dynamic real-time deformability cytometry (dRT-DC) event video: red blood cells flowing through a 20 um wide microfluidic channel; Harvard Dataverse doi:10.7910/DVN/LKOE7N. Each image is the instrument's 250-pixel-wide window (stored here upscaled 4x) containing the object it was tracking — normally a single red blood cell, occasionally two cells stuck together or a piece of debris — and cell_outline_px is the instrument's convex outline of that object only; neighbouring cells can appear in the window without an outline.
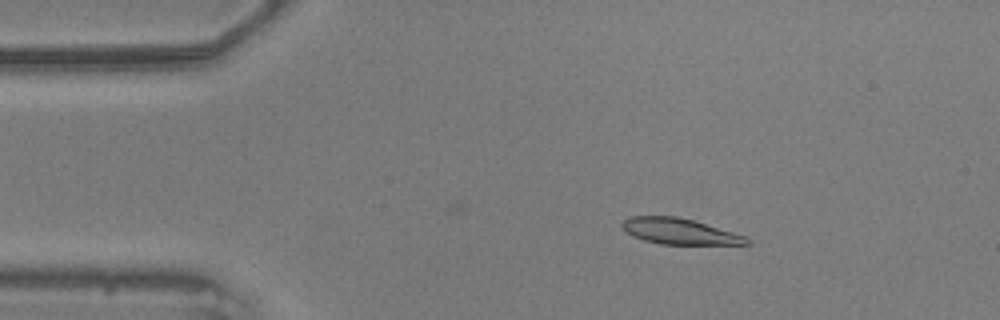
{"species": "common noctule bat (a hibernating species)", "species_latin": "Nyctalus noctula", "temperature_condition": "warm", "stored_images_in_passage": 49, "camera_frame_rate_fps": 3000, "um_per_image_px": 0.085, "animal": {"sex": "male", "body_mass_g": 20.5, "forearm_length_mm": 52.5}, "frame": {"image": 1, "passage_image": 8, "time_ms": 2.333, "image_size_px": [1000, 320], "cell_outline_px": [[752, 244], [660, 244], [644, 240], [632, 236], [620, 224], [628, 216], [676, 216], [692, 220], [732, 232], [744, 236], [752, 240]], "centroid_in_image_um": [57.74, 19.66], "position_along_channel_um": 27.3, "area_um2": 18.55}}
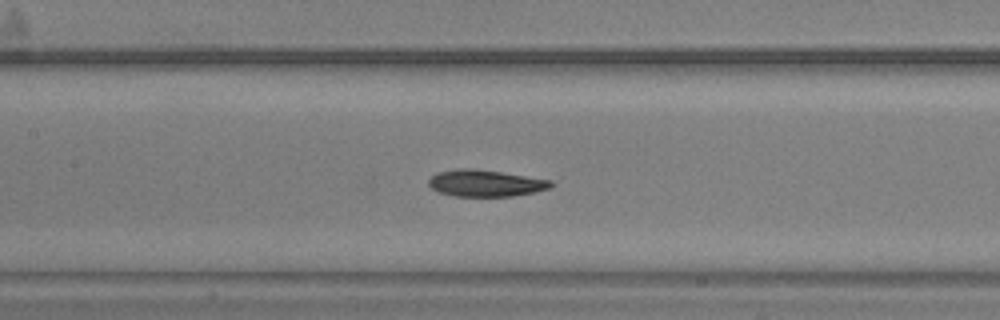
{"frame": {"image": 2, "passage_image": 24, "time_ms": 7.667, "image_size_px": [1000, 320], "cell_outline_px": [[556, 184], [552, 188], [536, 192], [512, 196], [456, 196], [440, 192], [432, 188], [428, 184], [428, 180], [436, 172], [460, 168], [472, 168], [500, 172], [552, 180]], "centroid_in_image_um": [41.31, 15.57], "position_along_channel_um": 166.1, "area_um2": 19.07}}
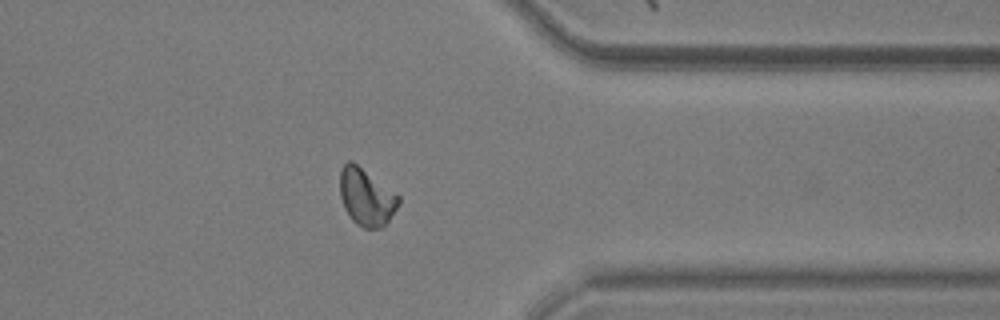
{"frame": {"image": 3, "passage_image": 43, "time_ms": 14.0, "image_size_px": [1000, 320], "cell_outline_px": [[400, 204], [388, 220], [380, 228], [364, 228], [356, 224], [352, 220], [344, 208], [340, 196], [340, 168], [348, 160], [352, 160], [400, 196]], "centroid_in_image_um": [31.12, 16.73], "position_along_channel_um": 380.3, "area_um2": 19.54}, "authors_computed_cell_mechanics": {"area_um2": 19.074, "velocity_mm_per_s": 3.5759, "shape_relaxation_time_tau1_ms": 5.1094, "shape_relaxation_time_tau2_ms": null, "deformation_change_tau1": 0.1408, "deformation_change_tau2": null}}